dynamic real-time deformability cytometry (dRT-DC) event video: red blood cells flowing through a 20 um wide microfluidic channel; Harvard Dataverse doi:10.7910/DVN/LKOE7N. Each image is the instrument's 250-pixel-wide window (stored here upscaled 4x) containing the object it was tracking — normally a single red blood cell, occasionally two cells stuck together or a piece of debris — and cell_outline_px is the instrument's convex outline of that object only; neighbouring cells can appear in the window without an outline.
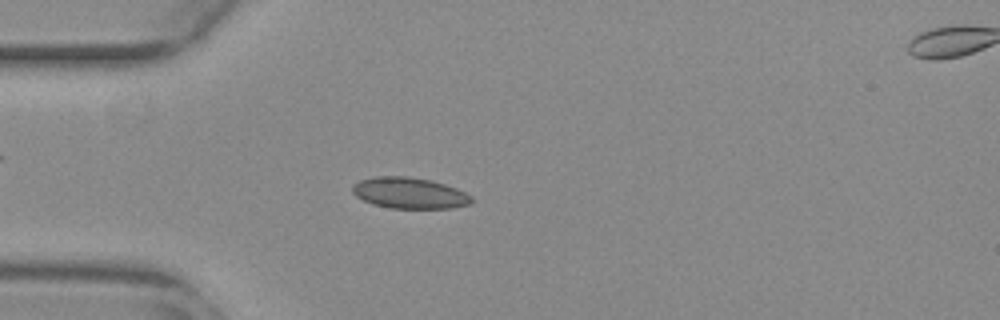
{"species": "common noctule bat (a hibernating species)", "species_latin": "Nyctalus noctula", "temperature_condition": "warm", "stored_images_in_passage": 54, "camera_frame_rate_fps": 3000, "um_per_image_px": 0.085, "animal": {"sex": "female", "body_mass_g": 29.2, "forearm_length_mm": 56.3}, "frame": {"image": 1, "passage_image": 15, "time_ms": 4.667, "image_size_px": [1000, 320], "cell_outline_px": [[476, 200], [472, 204], [452, 208], [392, 208], [372, 204], [356, 196], [352, 192], [352, 184], [360, 180], [376, 176], [408, 176], [432, 180], [456, 188], [472, 196]], "centroid_in_image_um": [34.83, 16.4], "position_along_channel_um": 50.2, "area_um2": 21.79}}
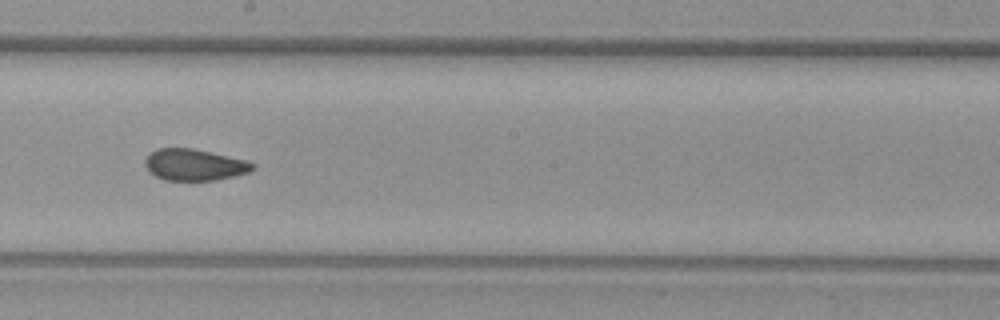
{"frame": {"image": 2, "passage_image": 30, "time_ms": 9.667, "image_size_px": [1000, 320], "cell_outline_px": [[256, 168], [248, 172], [216, 180], [164, 180], [148, 172], [144, 164], [144, 160], [156, 148], [192, 148], [248, 160], [256, 164]], "centroid_in_image_um": [16.53, 14.0], "position_along_channel_um": 231.7, "area_um2": 19.83}}
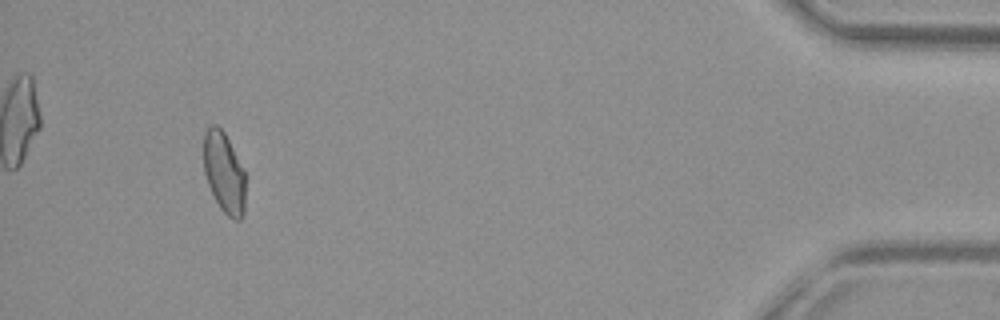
{"frame": {"image": 3, "passage_image": 50, "time_ms": 16.333, "image_size_px": [1000, 320], "cell_outline_px": [[244, 216], [240, 220], [232, 220], [220, 208], [208, 184], [204, 172], [204, 132], [212, 124], [216, 124], [224, 132], [244, 168]], "centroid_in_image_um": [19.05, 14.68], "position_along_channel_um": 416.2, "area_um2": 19.65}, "authors_computed_cell_mechanics": {"area_um2": 20.3167, "velocity_mm_per_s": 3.867, "shape_relaxation_time_tau1_ms": null, "shape_relaxation_time_tau2_ms": 1.9707, "deformation_change_tau1": null, "deformation_change_tau2": 0.059}}